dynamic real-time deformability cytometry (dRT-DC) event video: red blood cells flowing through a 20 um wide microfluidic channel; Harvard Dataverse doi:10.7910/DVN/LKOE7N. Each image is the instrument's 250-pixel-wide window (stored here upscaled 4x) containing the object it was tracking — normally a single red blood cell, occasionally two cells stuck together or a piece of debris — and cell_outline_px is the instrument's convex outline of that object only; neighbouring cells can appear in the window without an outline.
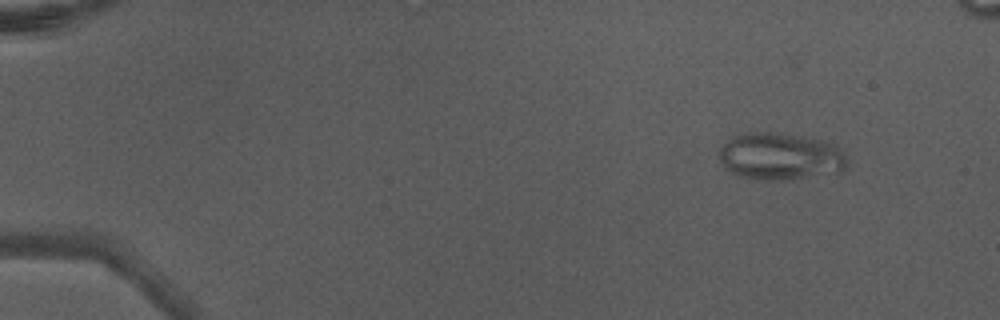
{"species": "Egyptian fruit bat (a non-hibernating species)", "species_latin": "Rousettus aegyptiacus", "temperature_condition": "warm", "stored_images_in_passage": 5, "camera_frame_rate_fps": 3000, "um_per_image_px": 0.085, "animal": {"sex": "male"}, "frame": {"image": 1, "passage_image": 2, "time_ms": 0.333, "image_size_px": [1000, 320], "cell_outline_px": [[848, 164], [840, 172], [788, 180], [756, 180], [740, 176], [724, 168], [720, 160], [720, 148], [732, 136], [748, 132], [772, 132], [804, 136], [828, 140], [836, 144], [844, 152]], "centroid_in_image_um": [66.36, 13.29], "position_along_channel_um": 18.6, "area_um2": 35.72}}